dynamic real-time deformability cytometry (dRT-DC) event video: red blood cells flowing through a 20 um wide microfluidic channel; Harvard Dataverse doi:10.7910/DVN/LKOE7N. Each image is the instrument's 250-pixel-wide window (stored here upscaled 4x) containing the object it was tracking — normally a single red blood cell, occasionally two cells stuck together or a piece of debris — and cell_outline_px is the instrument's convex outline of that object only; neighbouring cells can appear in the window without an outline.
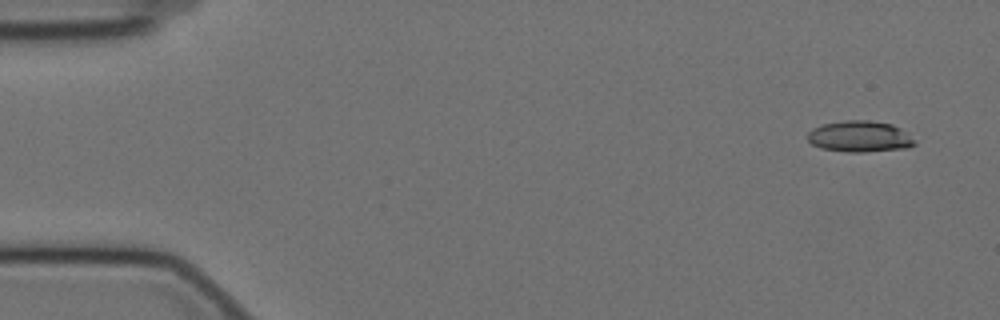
{"species": "Egyptian fruit bat (a non-hibernating species)", "species_latin": "Rousettus aegyptiacus", "temperature_condition": "cold", "stored_images_in_passage": 54, "camera_frame_rate_fps": 3000, "um_per_image_px": 0.085, "animal": {"sex": "female"}, "frame": {"image": 1, "passage_image": 1, "time_ms": 0.0, "image_size_px": [1000, 320], "cell_outline_px": [[916, 144], [908, 148], [864, 152], [848, 152], [820, 148], [812, 144], [808, 140], [808, 132], [812, 128], [820, 124], [844, 120], [872, 120], [892, 124], [900, 128], [916, 140]], "centroid_in_image_um": [73.08, 11.59], "position_along_channel_um": 11.9, "area_um2": 19.71}}
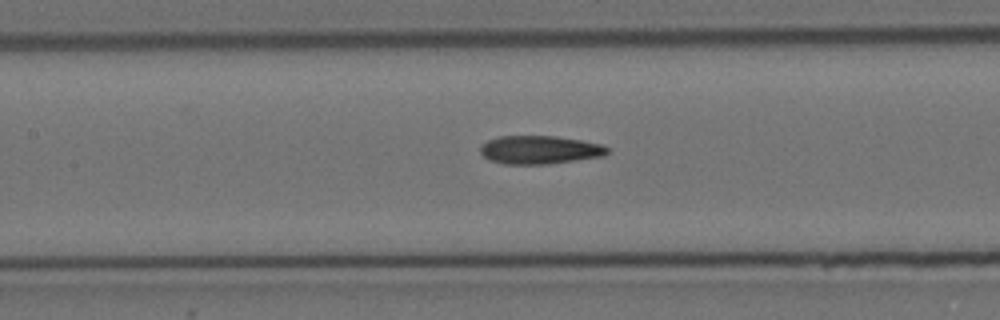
{"frame": {"image": 2, "passage_image": 24, "time_ms": 7.667, "image_size_px": [1000, 320], "cell_outline_px": [[608, 152], [604, 156], [548, 164], [504, 164], [492, 160], [484, 156], [480, 152], [480, 144], [488, 140], [500, 136], [556, 136], [580, 140], [600, 144], [608, 148]], "centroid_in_image_um": [45.86, 12.73], "position_along_channel_um": 161.5, "area_um2": 20.87}}
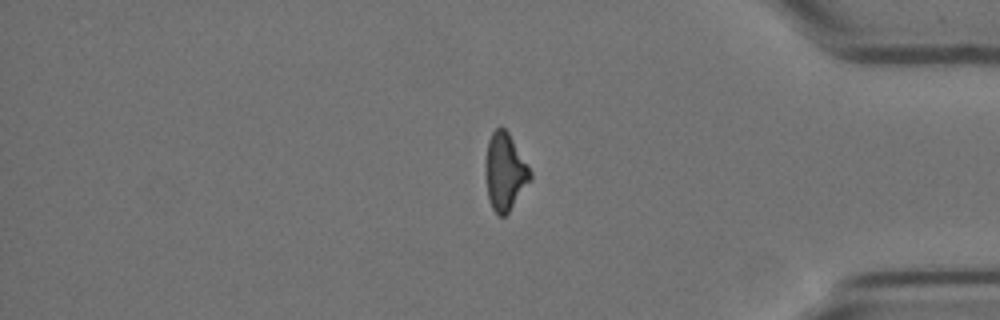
{"frame": {"image": 3, "passage_image": 46, "time_ms": 15.0, "image_size_px": [1000, 320], "cell_outline_px": [[532, 180], [508, 212], [504, 216], [496, 216], [488, 200], [484, 172], [484, 164], [488, 140], [492, 132], [496, 128], [504, 128], [508, 132], [532, 172]], "centroid_in_image_um": [42.9, 14.63], "position_along_channel_um": 392.3, "area_um2": 20.46}}